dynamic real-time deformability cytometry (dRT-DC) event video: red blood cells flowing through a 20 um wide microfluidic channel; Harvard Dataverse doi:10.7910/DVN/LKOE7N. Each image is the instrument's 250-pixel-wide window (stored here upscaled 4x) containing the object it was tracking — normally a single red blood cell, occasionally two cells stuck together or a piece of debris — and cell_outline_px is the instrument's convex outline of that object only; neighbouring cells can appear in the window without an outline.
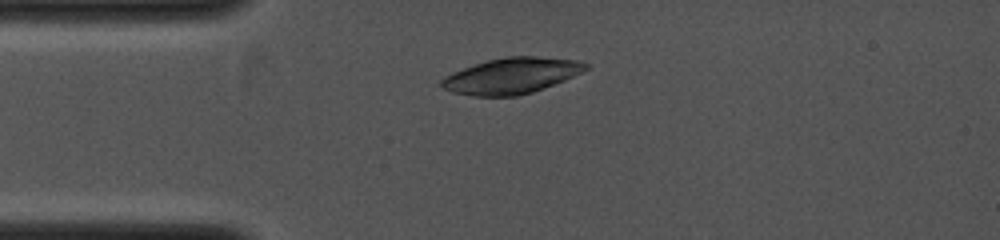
{"species": "common noctule bat (a hibernating species)", "species_latin": "Nyctalus noctula", "temperature_condition": "cold", "stored_images_in_passage": 1, "camera_frame_rate_fps": 4000, "um_per_image_px": 0.085, "animal": {"sex": "female", "body_mass_g": 19.0, "forearm_length_mm": 53.3}, "frame": {"image": 1, "passage_image": 1, "time_ms": 0.0, "image_size_px": [1000, 240], "cell_outline_px": [[588, 68], [564, 80], [532, 92], [516, 96], [472, 96], [452, 92], [444, 88], [440, 84], [440, 80], [444, 76], [452, 72], [488, 60], [508, 56], [536, 56], [576, 60], [588, 64]], "centroid_in_image_um": [43.43, 6.44], "position_along_channel_um": 41.6, "area_um2": 29.82}}